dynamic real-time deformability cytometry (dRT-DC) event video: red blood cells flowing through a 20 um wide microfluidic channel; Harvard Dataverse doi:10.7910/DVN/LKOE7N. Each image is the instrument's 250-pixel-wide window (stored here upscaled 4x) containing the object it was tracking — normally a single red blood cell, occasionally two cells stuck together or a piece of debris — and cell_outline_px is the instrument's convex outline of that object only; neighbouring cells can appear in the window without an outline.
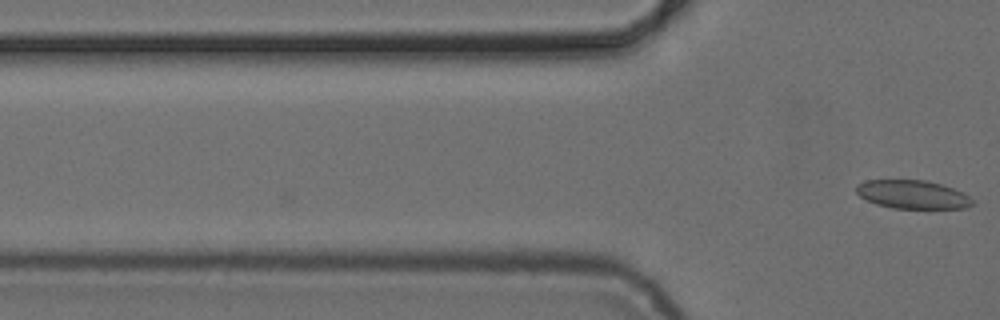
{"species": "common noctule bat (a hibernating species)", "species_latin": "Nyctalus noctula", "temperature_condition": "cold", "stored_images_in_passage": 4, "camera_frame_rate_fps": 3000, "um_per_image_px": 0.085, "animal": {"sex": "female", "body_mass_g": 24.6, "forearm_length_mm": 56.2}, "frame": {"image": 1, "passage_image": 4, "time_ms": 3.333, "image_size_px": [1000, 320], "cell_outline_px": [[972, 204], [968, 208], [892, 208], [876, 204], [860, 196], [856, 192], [856, 184], [864, 180], [924, 180], [940, 184], [964, 192], [972, 200]], "centroid_in_image_um": [77.54, 16.52], "position_along_channel_um": 48.3, "area_um2": 19.19}}